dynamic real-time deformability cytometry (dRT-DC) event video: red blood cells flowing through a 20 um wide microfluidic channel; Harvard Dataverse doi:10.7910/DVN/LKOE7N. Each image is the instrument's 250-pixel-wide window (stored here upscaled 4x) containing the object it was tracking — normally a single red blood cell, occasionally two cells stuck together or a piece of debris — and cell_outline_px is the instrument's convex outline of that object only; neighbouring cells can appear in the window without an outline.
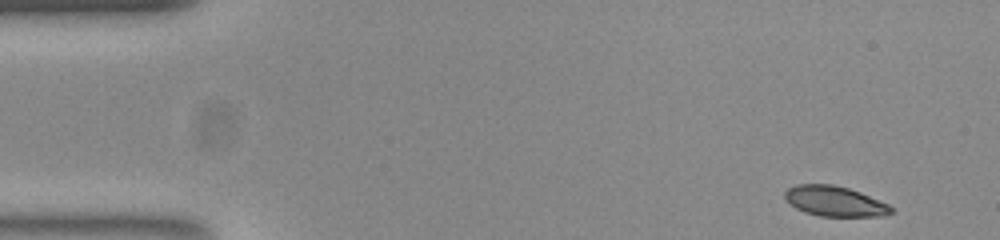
{"species": "common noctule bat (a hibernating species)", "species_latin": "Nyctalus noctula", "temperature_condition": "room temperature", "stored_images_in_passage": 51, "camera_frame_rate_fps": 3000, "um_per_image_px": 0.085, "animal": {"sex": "female", "body_mass_g": 23.0, "forearm_length_mm": 53.4}, "frame": {"image": 1, "passage_image": 1, "time_ms": 0.0, "image_size_px": [1000, 240], "cell_outline_px": [[892, 212], [884, 216], [820, 216], [804, 212], [796, 208], [784, 196], [784, 192], [788, 188], [796, 184], [832, 184], [848, 188], [860, 192], [888, 204], [892, 208]], "centroid_in_image_um": [70.94, 17.1], "position_along_channel_um": 14.1, "area_um2": 18.55}}
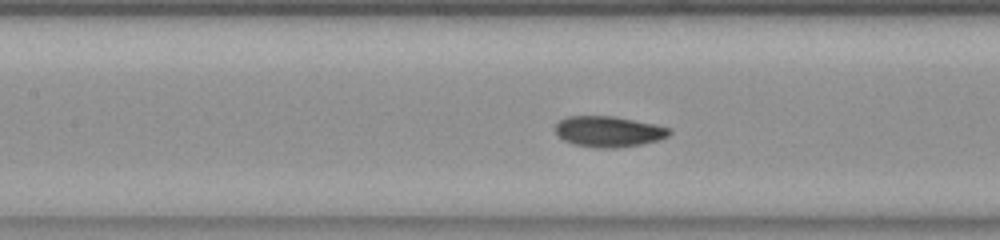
{"frame": {"image": 2, "passage_image": 21, "time_ms": 6.667, "image_size_px": [1000, 240], "cell_outline_px": [[672, 132], [668, 136], [660, 140], [640, 144], [616, 148], [596, 148], [572, 144], [564, 140], [556, 132], [556, 124], [560, 120], [568, 116], [616, 116], [656, 124], [672, 128]], "centroid_in_image_um": [51.78, 11.18], "position_along_channel_um": 155.6, "area_um2": 20.63}}
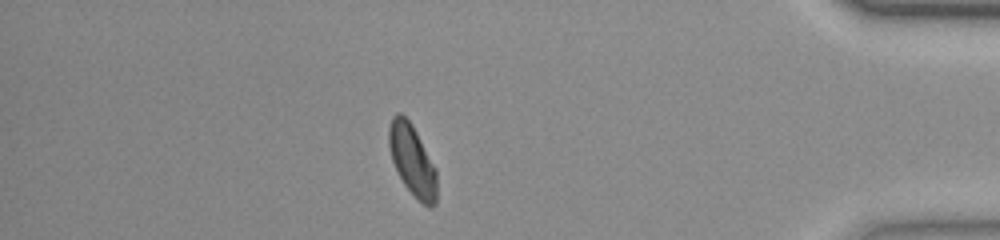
{"frame": {"image": 3, "passage_image": 44, "time_ms": 14.333, "image_size_px": [1000, 240], "cell_outline_px": [[436, 204], [432, 208], [428, 208], [404, 184], [392, 160], [388, 144], [388, 128], [392, 116], [396, 112], [400, 112], [412, 124], [436, 168]], "centroid_in_image_um": [35.04, 13.59], "position_along_channel_um": 400.2, "area_um2": 19.65}, "authors_computed_cell_mechanics": {"area_um2": 19.8832, "velocity_mm_per_s": 3.7494, "shape_relaxation_time_tau1_ms": 3.544, "shape_relaxation_time_tau2_ms": 1.5406, "deformation_change_tau1": 0.1098, "deformation_change_tau2": 0.0438}}